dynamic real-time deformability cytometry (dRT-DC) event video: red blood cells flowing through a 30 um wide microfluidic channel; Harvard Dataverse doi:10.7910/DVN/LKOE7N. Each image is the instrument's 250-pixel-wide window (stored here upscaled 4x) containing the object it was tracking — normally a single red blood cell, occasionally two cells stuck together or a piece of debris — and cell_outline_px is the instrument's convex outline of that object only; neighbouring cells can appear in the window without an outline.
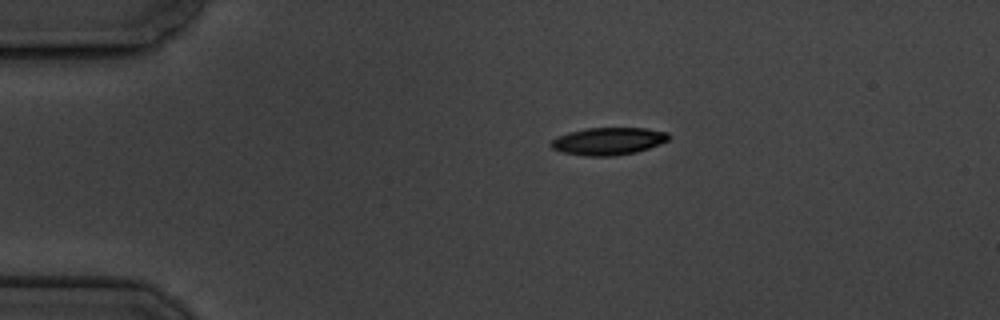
{"species": "common noctule bat (a hibernating species)", "species_latin": "Nyctalus noctula", "temperature_condition": "cold", "stored_images_in_passage": 4, "camera_frame_rate_fps": 3000, "um_per_image_px": 0.085, "animal": {"sex": "male", "body_mass_g": 19.5, "forearm_length_mm": 54.6}, "frame": {"image": 1, "passage_image": 1, "time_ms": 0.0, "image_size_px": [1000, 320], "cell_outline_px": [[668, 140], [660, 144], [636, 152], [616, 156], [584, 156], [560, 152], [552, 148], [548, 144], [556, 136], [568, 132], [584, 128], [644, 128], [668, 132]], "centroid_in_image_um": [51.65, 12.0], "position_along_channel_um": 33.4, "area_um2": 19.02}}
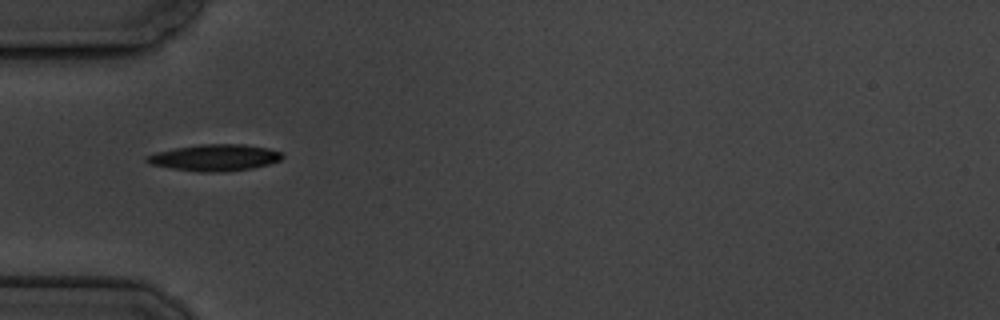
{"frame": {"image": 2, "passage_image": 3, "time_ms": 2.333, "image_size_px": [1000, 320], "cell_outline_px": [[284, 156], [280, 160], [268, 164], [252, 168], [224, 172], [200, 172], [172, 168], [148, 164], [144, 160], [144, 156], [156, 152], [176, 148], [200, 144], [244, 144], [268, 148], [280, 152]], "centroid_in_image_um": [18.22, 13.4], "position_along_channel_um": 66.8, "area_um2": 20.98}}